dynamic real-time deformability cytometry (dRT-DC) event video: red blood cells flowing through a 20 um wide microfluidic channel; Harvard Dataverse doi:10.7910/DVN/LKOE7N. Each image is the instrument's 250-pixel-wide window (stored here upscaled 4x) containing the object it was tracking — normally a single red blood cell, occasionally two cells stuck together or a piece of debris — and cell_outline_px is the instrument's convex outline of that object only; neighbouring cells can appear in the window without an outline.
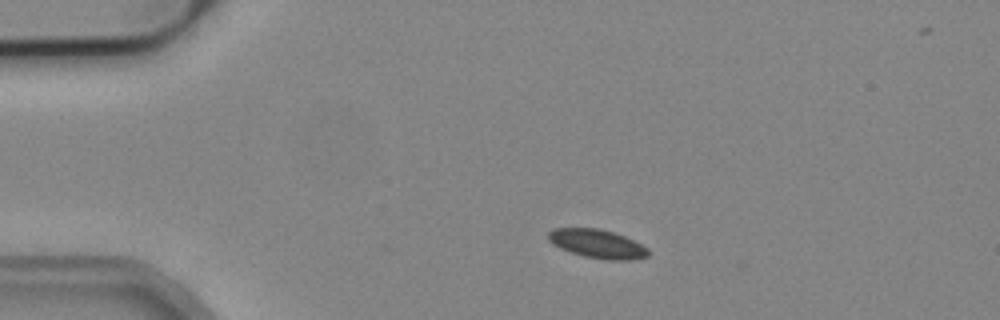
{"species": "common noctule bat (a hibernating species)", "species_latin": "Nyctalus noctula", "temperature_condition": "cold", "stored_images_in_passage": 3, "camera_frame_rate_fps": 3000, "um_per_image_px": 0.085, "animal": {"sex": "male", "body_mass_g": 19.2, "forearm_length_mm": 51.8}, "frame": {"image": 1, "passage_image": 2, "time_ms": 0.333, "image_size_px": [1000, 320], "cell_outline_px": [[648, 256], [632, 260], [604, 260], [584, 256], [560, 248], [552, 244], [548, 240], [548, 232], [552, 228], [596, 228], [612, 232], [624, 236], [648, 248]], "centroid_in_image_um": [50.75, 20.73], "position_along_channel_um": 34.3, "area_um2": 16.65}}